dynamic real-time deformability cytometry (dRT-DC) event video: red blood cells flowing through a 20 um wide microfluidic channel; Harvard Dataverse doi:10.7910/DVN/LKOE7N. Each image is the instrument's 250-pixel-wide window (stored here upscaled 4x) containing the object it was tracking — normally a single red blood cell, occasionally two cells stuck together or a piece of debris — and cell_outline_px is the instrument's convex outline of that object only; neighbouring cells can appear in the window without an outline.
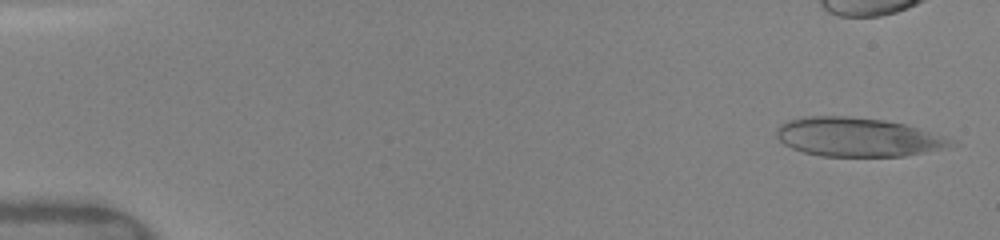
{"species": "human", "species_latin": "Homo sapiens", "temperature_condition": "warm", "stored_images_in_passage": 11, "camera_frame_rate_fps": 3000, "um_per_image_px": 0.085, "donor": {"sex": "female"}, "frame": {"image": 1, "passage_image": 1, "time_ms": 0.0, "image_size_px": [1000, 240], "cell_outline_px": [[960, 144], [924, 152], [904, 156], [824, 156], [804, 152], [792, 148], [784, 144], [776, 136], [776, 128], [780, 124], [788, 120], [812, 116], [844, 116], [884, 120], [904, 124], [956, 140]], "centroid_in_image_um": [72.91, 11.65], "position_along_channel_um": 12.1, "area_um2": 39.3}}